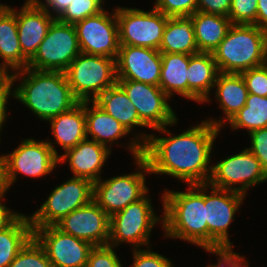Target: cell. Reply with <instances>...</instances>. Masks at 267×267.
<instances>
[{
    "label": "cell",
    "mask_w": 267,
    "mask_h": 267,
    "mask_svg": "<svg viewBox=\"0 0 267 267\" xmlns=\"http://www.w3.org/2000/svg\"><path fill=\"white\" fill-rule=\"evenodd\" d=\"M166 127L155 130L167 133L168 138L154 134L134 136L128 144L134 159L143 157L150 173L169 175L188 185L208 183L212 171L210 155L220 128L205 120L171 136Z\"/></svg>",
    "instance_id": "6da1fadb"
},
{
    "label": "cell",
    "mask_w": 267,
    "mask_h": 267,
    "mask_svg": "<svg viewBox=\"0 0 267 267\" xmlns=\"http://www.w3.org/2000/svg\"><path fill=\"white\" fill-rule=\"evenodd\" d=\"M22 77L13 96L36 114L41 120L49 121L67 112L80 101L73 95L68 79L63 71H39L25 68L10 73L13 85Z\"/></svg>",
    "instance_id": "7a4b0ae2"
},
{
    "label": "cell",
    "mask_w": 267,
    "mask_h": 267,
    "mask_svg": "<svg viewBox=\"0 0 267 267\" xmlns=\"http://www.w3.org/2000/svg\"><path fill=\"white\" fill-rule=\"evenodd\" d=\"M186 192L165 190L162 194L165 237L182 239L208 249V226L204 184L188 185Z\"/></svg>",
    "instance_id": "3957f363"
},
{
    "label": "cell",
    "mask_w": 267,
    "mask_h": 267,
    "mask_svg": "<svg viewBox=\"0 0 267 267\" xmlns=\"http://www.w3.org/2000/svg\"><path fill=\"white\" fill-rule=\"evenodd\" d=\"M266 37L256 25L232 24L212 53L219 72L241 74L265 64Z\"/></svg>",
    "instance_id": "277c9868"
},
{
    "label": "cell",
    "mask_w": 267,
    "mask_h": 267,
    "mask_svg": "<svg viewBox=\"0 0 267 267\" xmlns=\"http://www.w3.org/2000/svg\"><path fill=\"white\" fill-rule=\"evenodd\" d=\"M65 74L73 95L80 102L94 101L117 83L116 60L81 52L71 62Z\"/></svg>",
    "instance_id": "5b68a950"
},
{
    "label": "cell",
    "mask_w": 267,
    "mask_h": 267,
    "mask_svg": "<svg viewBox=\"0 0 267 267\" xmlns=\"http://www.w3.org/2000/svg\"><path fill=\"white\" fill-rule=\"evenodd\" d=\"M135 160L137 172L93 183V200L109 217L142 199L149 191L145 185V173L151 174L147 161L143 157Z\"/></svg>",
    "instance_id": "8992f818"
},
{
    "label": "cell",
    "mask_w": 267,
    "mask_h": 267,
    "mask_svg": "<svg viewBox=\"0 0 267 267\" xmlns=\"http://www.w3.org/2000/svg\"><path fill=\"white\" fill-rule=\"evenodd\" d=\"M150 199L147 193V196L110 217L109 246L115 248L121 243L128 242L134 249L144 245L149 247L153 226L160 222V219L163 220V217L156 215Z\"/></svg>",
    "instance_id": "52a82bcc"
},
{
    "label": "cell",
    "mask_w": 267,
    "mask_h": 267,
    "mask_svg": "<svg viewBox=\"0 0 267 267\" xmlns=\"http://www.w3.org/2000/svg\"><path fill=\"white\" fill-rule=\"evenodd\" d=\"M80 53L74 25L56 18L27 67L39 71L65 72Z\"/></svg>",
    "instance_id": "ba28073f"
},
{
    "label": "cell",
    "mask_w": 267,
    "mask_h": 267,
    "mask_svg": "<svg viewBox=\"0 0 267 267\" xmlns=\"http://www.w3.org/2000/svg\"><path fill=\"white\" fill-rule=\"evenodd\" d=\"M93 199V183L85 178L72 177L55 187L47 200L29 216L33 229L55 226L72 211Z\"/></svg>",
    "instance_id": "9c48e42d"
},
{
    "label": "cell",
    "mask_w": 267,
    "mask_h": 267,
    "mask_svg": "<svg viewBox=\"0 0 267 267\" xmlns=\"http://www.w3.org/2000/svg\"><path fill=\"white\" fill-rule=\"evenodd\" d=\"M119 45L159 50L168 16L154 7L150 11L117 7Z\"/></svg>",
    "instance_id": "30bf717a"
},
{
    "label": "cell",
    "mask_w": 267,
    "mask_h": 267,
    "mask_svg": "<svg viewBox=\"0 0 267 267\" xmlns=\"http://www.w3.org/2000/svg\"><path fill=\"white\" fill-rule=\"evenodd\" d=\"M267 173L260 161L248 149L212 165L208 185L232 190L246 195V191L256 184L266 182ZM238 185L233 186V185Z\"/></svg>",
    "instance_id": "8fae6325"
},
{
    "label": "cell",
    "mask_w": 267,
    "mask_h": 267,
    "mask_svg": "<svg viewBox=\"0 0 267 267\" xmlns=\"http://www.w3.org/2000/svg\"><path fill=\"white\" fill-rule=\"evenodd\" d=\"M204 183V204L208 226V249L232 247L228 227L235 220L234 215L241 206L245 195L236 191L211 187Z\"/></svg>",
    "instance_id": "7c38bea8"
},
{
    "label": "cell",
    "mask_w": 267,
    "mask_h": 267,
    "mask_svg": "<svg viewBox=\"0 0 267 267\" xmlns=\"http://www.w3.org/2000/svg\"><path fill=\"white\" fill-rule=\"evenodd\" d=\"M136 108L140 120L149 128L171 126L178 121L168 103L170 98L159 86L134 80L117 79Z\"/></svg>",
    "instance_id": "4fadbf2b"
},
{
    "label": "cell",
    "mask_w": 267,
    "mask_h": 267,
    "mask_svg": "<svg viewBox=\"0 0 267 267\" xmlns=\"http://www.w3.org/2000/svg\"><path fill=\"white\" fill-rule=\"evenodd\" d=\"M52 144L28 138L13 152L5 154L9 187L16 182L19 173L34 178L51 173L59 163L58 152Z\"/></svg>",
    "instance_id": "5bb4252c"
},
{
    "label": "cell",
    "mask_w": 267,
    "mask_h": 267,
    "mask_svg": "<svg viewBox=\"0 0 267 267\" xmlns=\"http://www.w3.org/2000/svg\"><path fill=\"white\" fill-rule=\"evenodd\" d=\"M80 51L85 54L111 57L119 51L118 21L105 10L74 24Z\"/></svg>",
    "instance_id": "9a60e30c"
},
{
    "label": "cell",
    "mask_w": 267,
    "mask_h": 267,
    "mask_svg": "<svg viewBox=\"0 0 267 267\" xmlns=\"http://www.w3.org/2000/svg\"><path fill=\"white\" fill-rule=\"evenodd\" d=\"M33 237L43 247L52 267H86L93 245L63 233L56 226L33 229Z\"/></svg>",
    "instance_id": "2e32d148"
},
{
    "label": "cell",
    "mask_w": 267,
    "mask_h": 267,
    "mask_svg": "<svg viewBox=\"0 0 267 267\" xmlns=\"http://www.w3.org/2000/svg\"><path fill=\"white\" fill-rule=\"evenodd\" d=\"M55 226L63 233L87 241L93 246H106L109 242L110 217L93 199L66 215Z\"/></svg>",
    "instance_id": "e0dca14e"
},
{
    "label": "cell",
    "mask_w": 267,
    "mask_h": 267,
    "mask_svg": "<svg viewBox=\"0 0 267 267\" xmlns=\"http://www.w3.org/2000/svg\"><path fill=\"white\" fill-rule=\"evenodd\" d=\"M162 59L159 50L120 45L116 58L117 79L134 80L159 86Z\"/></svg>",
    "instance_id": "ac0fdd59"
},
{
    "label": "cell",
    "mask_w": 267,
    "mask_h": 267,
    "mask_svg": "<svg viewBox=\"0 0 267 267\" xmlns=\"http://www.w3.org/2000/svg\"><path fill=\"white\" fill-rule=\"evenodd\" d=\"M16 19L22 54L30 60L56 18L36 0H26L21 10H16Z\"/></svg>",
    "instance_id": "d6986e66"
},
{
    "label": "cell",
    "mask_w": 267,
    "mask_h": 267,
    "mask_svg": "<svg viewBox=\"0 0 267 267\" xmlns=\"http://www.w3.org/2000/svg\"><path fill=\"white\" fill-rule=\"evenodd\" d=\"M111 155V148L96 141L85 139L77 146L59 155V163L68 161L73 177L85 178L92 183L101 179V169Z\"/></svg>",
    "instance_id": "ffe728a7"
},
{
    "label": "cell",
    "mask_w": 267,
    "mask_h": 267,
    "mask_svg": "<svg viewBox=\"0 0 267 267\" xmlns=\"http://www.w3.org/2000/svg\"><path fill=\"white\" fill-rule=\"evenodd\" d=\"M0 58V65L9 74L8 68L15 72L27 68L29 62L19 43L16 9L4 4H0Z\"/></svg>",
    "instance_id": "44dd1931"
},
{
    "label": "cell",
    "mask_w": 267,
    "mask_h": 267,
    "mask_svg": "<svg viewBox=\"0 0 267 267\" xmlns=\"http://www.w3.org/2000/svg\"><path fill=\"white\" fill-rule=\"evenodd\" d=\"M214 87H217L215 96L226 116L224 119L213 120L211 118L207 121L221 129L226 120L229 122L245 106L249 93L241 74L219 72Z\"/></svg>",
    "instance_id": "7402d4cb"
},
{
    "label": "cell",
    "mask_w": 267,
    "mask_h": 267,
    "mask_svg": "<svg viewBox=\"0 0 267 267\" xmlns=\"http://www.w3.org/2000/svg\"><path fill=\"white\" fill-rule=\"evenodd\" d=\"M188 99L209 102V94L216 82L219 70L212 53L199 52L190 55L188 65Z\"/></svg>",
    "instance_id": "603a6c76"
},
{
    "label": "cell",
    "mask_w": 267,
    "mask_h": 267,
    "mask_svg": "<svg viewBox=\"0 0 267 267\" xmlns=\"http://www.w3.org/2000/svg\"><path fill=\"white\" fill-rule=\"evenodd\" d=\"M51 130L56 139L55 144L64 151L77 146L87 138L85 120V101L79 102L67 112L49 120Z\"/></svg>",
    "instance_id": "cb8c5ba5"
},
{
    "label": "cell",
    "mask_w": 267,
    "mask_h": 267,
    "mask_svg": "<svg viewBox=\"0 0 267 267\" xmlns=\"http://www.w3.org/2000/svg\"><path fill=\"white\" fill-rule=\"evenodd\" d=\"M160 53H199L190 16L169 17L159 48Z\"/></svg>",
    "instance_id": "d4e9b609"
},
{
    "label": "cell",
    "mask_w": 267,
    "mask_h": 267,
    "mask_svg": "<svg viewBox=\"0 0 267 267\" xmlns=\"http://www.w3.org/2000/svg\"><path fill=\"white\" fill-rule=\"evenodd\" d=\"M94 102L130 133L135 126L147 127L140 120L135 106L118 83L101 93Z\"/></svg>",
    "instance_id": "484cf974"
},
{
    "label": "cell",
    "mask_w": 267,
    "mask_h": 267,
    "mask_svg": "<svg viewBox=\"0 0 267 267\" xmlns=\"http://www.w3.org/2000/svg\"><path fill=\"white\" fill-rule=\"evenodd\" d=\"M199 52L213 53L225 38L232 23L226 16L196 11L191 16Z\"/></svg>",
    "instance_id": "4316f807"
},
{
    "label": "cell",
    "mask_w": 267,
    "mask_h": 267,
    "mask_svg": "<svg viewBox=\"0 0 267 267\" xmlns=\"http://www.w3.org/2000/svg\"><path fill=\"white\" fill-rule=\"evenodd\" d=\"M89 102L92 103L90 109L88 107ZM85 120L87 139H89L90 135L93 141L106 147H109L108 144L111 147L112 142L130 133L120 122L107 114L94 101H85Z\"/></svg>",
    "instance_id": "83f0119b"
},
{
    "label": "cell",
    "mask_w": 267,
    "mask_h": 267,
    "mask_svg": "<svg viewBox=\"0 0 267 267\" xmlns=\"http://www.w3.org/2000/svg\"><path fill=\"white\" fill-rule=\"evenodd\" d=\"M162 67L159 87L169 96L173 93L188 99V65L190 55L161 53Z\"/></svg>",
    "instance_id": "f1b7e54d"
},
{
    "label": "cell",
    "mask_w": 267,
    "mask_h": 267,
    "mask_svg": "<svg viewBox=\"0 0 267 267\" xmlns=\"http://www.w3.org/2000/svg\"><path fill=\"white\" fill-rule=\"evenodd\" d=\"M33 237L29 216L21 214L9 227L0 231V267H9L20 250Z\"/></svg>",
    "instance_id": "f546056e"
},
{
    "label": "cell",
    "mask_w": 267,
    "mask_h": 267,
    "mask_svg": "<svg viewBox=\"0 0 267 267\" xmlns=\"http://www.w3.org/2000/svg\"><path fill=\"white\" fill-rule=\"evenodd\" d=\"M232 130L245 128L248 133L267 127V97L249 93L246 104L228 122Z\"/></svg>",
    "instance_id": "4dcf8cb0"
},
{
    "label": "cell",
    "mask_w": 267,
    "mask_h": 267,
    "mask_svg": "<svg viewBox=\"0 0 267 267\" xmlns=\"http://www.w3.org/2000/svg\"><path fill=\"white\" fill-rule=\"evenodd\" d=\"M9 267H52L43 247L32 237Z\"/></svg>",
    "instance_id": "1f68e13d"
},
{
    "label": "cell",
    "mask_w": 267,
    "mask_h": 267,
    "mask_svg": "<svg viewBox=\"0 0 267 267\" xmlns=\"http://www.w3.org/2000/svg\"><path fill=\"white\" fill-rule=\"evenodd\" d=\"M103 2L104 0H73L57 19L74 25L103 11Z\"/></svg>",
    "instance_id": "d6a6232c"
},
{
    "label": "cell",
    "mask_w": 267,
    "mask_h": 267,
    "mask_svg": "<svg viewBox=\"0 0 267 267\" xmlns=\"http://www.w3.org/2000/svg\"><path fill=\"white\" fill-rule=\"evenodd\" d=\"M258 0H232L228 18L232 24L255 25Z\"/></svg>",
    "instance_id": "836d02e7"
},
{
    "label": "cell",
    "mask_w": 267,
    "mask_h": 267,
    "mask_svg": "<svg viewBox=\"0 0 267 267\" xmlns=\"http://www.w3.org/2000/svg\"><path fill=\"white\" fill-rule=\"evenodd\" d=\"M154 8L168 17L191 16L197 11V0H155Z\"/></svg>",
    "instance_id": "e575fe53"
},
{
    "label": "cell",
    "mask_w": 267,
    "mask_h": 267,
    "mask_svg": "<svg viewBox=\"0 0 267 267\" xmlns=\"http://www.w3.org/2000/svg\"><path fill=\"white\" fill-rule=\"evenodd\" d=\"M248 93L267 97V64L257 66L241 73Z\"/></svg>",
    "instance_id": "d590c367"
},
{
    "label": "cell",
    "mask_w": 267,
    "mask_h": 267,
    "mask_svg": "<svg viewBox=\"0 0 267 267\" xmlns=\"http://www.w3.org/2000/svg\"><path fill=\"white\" fill-rule=\"evenodd\" d=\"M112 246H94L86 267H123Z\"/></svg>",
    "instance_id": "8d00e7d4"
},
{
    "label": "cell",
    "mask_w": 267,
    "mask_h": 267,
    "mask_svg": "<svg viewBox=\"0 0 267 267\" xmlns=\"http://www.w3.org/2000/svg\"><path fill=\"white\" fill-rule=\"evenodd\" d=\"M133 250V265L131 267H173L172 262L158 253L147 247V249H132Z\"/></svg>",
    "instance_id": "74e56055"
},
{
    "label": "cell",
    "mask_w": 267,
    "mask_h": 267,
    "mask_svg": "<svg viewBox=\"0 0 267 267\" xmlns=\"http://www.w3.org/2000/svg\"><path fill=\"white\" fill-rule=\"evenodd\" d=\"M251 147L248 149L260 161L262 168L267 173V127L249 133Z\"/></svg>",
    "instance_id": "f35d334b"
},
{
    "label": "cell",
    "mask_w": 267,
    "mask_h": 267,
    "mask_svg": "<svg viewBox=\"0 0 267 267\" xmlns=\"http://www.w3.org/2000/svg\"><path fill=\"white\" fill-rule=\"evenodd\" d=\"M205 251H208L209 253H213L218 255V264L209 265L206 267H249L247 264L248 262H244L246 260L244 256H240L239 253L233 252L232 247L227 248H216V249H205Z\"/></svg>",
    "instance_id": "ab89813d"
},
{
    "label": "cell",
    "mask_w": 267,
    "mask_h": 267,
    "mask_svg": "<svg viewBox=\"0 0 267 267\" xmlns=\"http://www.w3.org/2000/svg\"><path fill=\"white\" fill-rule=\"evenodd\" d=\"M231 1L232 0H197V11L228 17Z\"/></svg>",
    "instance_id": "60d3db41"
},
{
    "label": "cell",
    "mask_w": 267,
    "mask_h": 267,
    "mask_svg": "<svg viewBox=\"0 0 267 267\" xmlns=\"http://www.w3.org/2000/svg\"><path fill=\"white\" fill-rule=\"evenodd\" d=\"M5 194H0V231L9 227L20 215L21 213H16L10 211L7 206L2 204V199Z\"/></svg>",
    "instance_id": "b9f144b4"
},
{
    "label": "cell",
    "mask_w": 267,
    "mask_h": 267,
    "mask_svg": "<svg viewBox=\"0 0 267 267\" xmlns=\"http://www.w3.org/2000/svg\"><path fill=\"white\" fill-rule=\"evenodd\" d=\"M43 8H45L50 14L52 9L55 12V18H58L68 7L73 0H45V4L41 0H36Z\"/></svg>",
    "instance_id": "7bdbcfd3"
},
{
    "label": "cell",
    "mask_w": 267,
    "mask_h": 267,
    "mask_svg": "<svg viewBox=\"0 0 267 267\" xmlns=\"http://www.w3.org/2000/svg\"><path fill=\"white\" fill-rule=\"evenodd\" d=\"M12 85L9 83L2 91H0V132L2 129V125L6 121L7 116V102L8 97L13 96Z\"/></svg>",
    "instance_id": "ee69618b"
},
{
    "label": "cell",
    "mask_w": 267,
    "mask_h": 267,
    "mask_svg": "<svg viewBox=\"0 0 267 267\" xmlns=\"http://www.w3.org/2000/svg\"><path fill=\"white\" fill-rule=\"evenodd\" d=\"M255 25L267 33V0H258Z\"/></svg>",
    "instance_id": "f6af8a7d"
},
{
    "label": "cell",
    "mask_w": 267,
    "mask_h": 267,
    "mask_svg": "<svg viewBox=\"0 0 267 267\" xmlns=\"http://www.w3.org/2000/svg\"><path fill=\"white\" fill-rule=\"evenodd\" d=\"M9 184L6 175V160L5 156L0 155V194L7 193L9 190Z\"/></svg>",
    "instance_id": "bcb514c9"
},
{
    "label": "cell",
    "mask_w": 267,
    "mask_h": 267,
    "mask_svg": "<svg viewBox=\"0 0 267 267\" xmlns=\"http://www.w3.org/2000/svg\"><path fill=\"white\" fill-rule=\"evenodd\" d=\"M10 83V74L7 73L0 65V91Z\"/></svg>",
    "instance_id": "7dc6e473"
},
{
    "label": "cell",
    "mask_w": 267,
    "mask_h": 267,
    "mask_svg": "<svg viewBox=\"0 0 267 267\" xmlns=\"http://www.w3.org/2000/svg\"><path fill=\"white\" fill-rule=\"evenodd\" d=\"M265 63L267 64V37H266V62Z\"/></svg>",
    "instance_id": "c3c4849f"
}]
</instances>
